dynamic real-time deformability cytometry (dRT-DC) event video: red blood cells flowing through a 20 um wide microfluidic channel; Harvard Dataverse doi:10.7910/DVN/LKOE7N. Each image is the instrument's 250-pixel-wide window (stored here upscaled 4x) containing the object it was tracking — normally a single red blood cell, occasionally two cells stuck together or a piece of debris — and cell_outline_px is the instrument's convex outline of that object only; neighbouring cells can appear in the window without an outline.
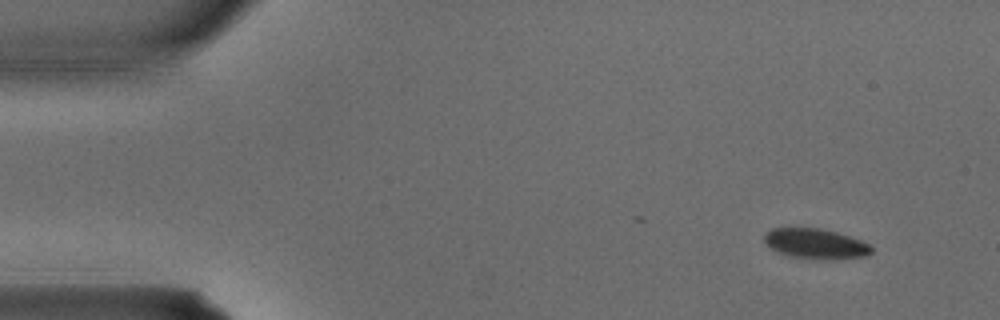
{"species": "common noctule bat (a hibernating species)", "species_latin": "Nyctalus noctula", "temperature_condition": "warm", "stored_images_in_passage": 3, "camera_frame_rate_fps": 3000, "um_per_image_px": 0.085, "animal": {"sex": "male", "body_mass_g": 15.6}, "frame": {"image": 1, "passage_image": 1, "time_ms": 0.0, "image_size_px": [1000, 320], "cell_outline_px": [[872, 252], [864, 256], [824, 260], [820, 260], [792, 256], [780, 252], [772, 248], [764, 240], [764, 236], [772, 228], [820, 228], [836, 232], [860, 240], [868, 244], [872, 248]], "centroid_in_image_um": [69.34, 20.71], "position_along_channel_um": 15.7, "area_um2": 18.44}}
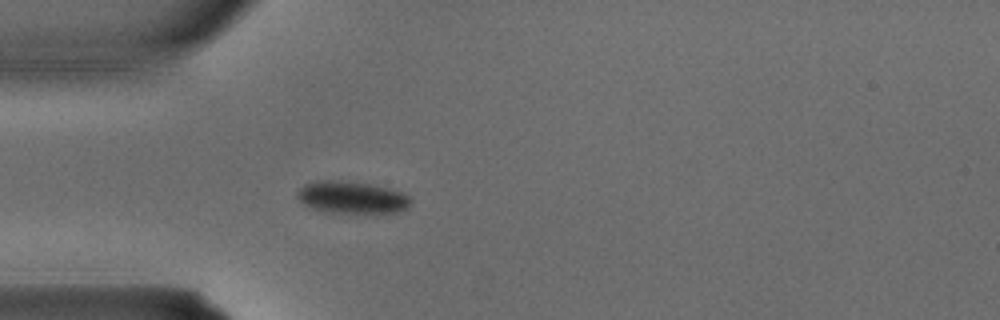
{"frame": {"image": 2, "passage_image": 3, "time_ms": 0.667, "image_size_px": [1000, 320], "cell_outline_px": [[412, 204], [408, 208], [396, 212], [332, 212], [316, 208], [304, 204], [296, 196], [296, 192], [304, 184], [316, 180], [348, 180], [372, 184], [392, 188], [404, 192], [412, 196]], "centroid_in_image_um": [29.98, 16.74], "position_along_channel_um": 55.0, "area_um2": 21.5}}